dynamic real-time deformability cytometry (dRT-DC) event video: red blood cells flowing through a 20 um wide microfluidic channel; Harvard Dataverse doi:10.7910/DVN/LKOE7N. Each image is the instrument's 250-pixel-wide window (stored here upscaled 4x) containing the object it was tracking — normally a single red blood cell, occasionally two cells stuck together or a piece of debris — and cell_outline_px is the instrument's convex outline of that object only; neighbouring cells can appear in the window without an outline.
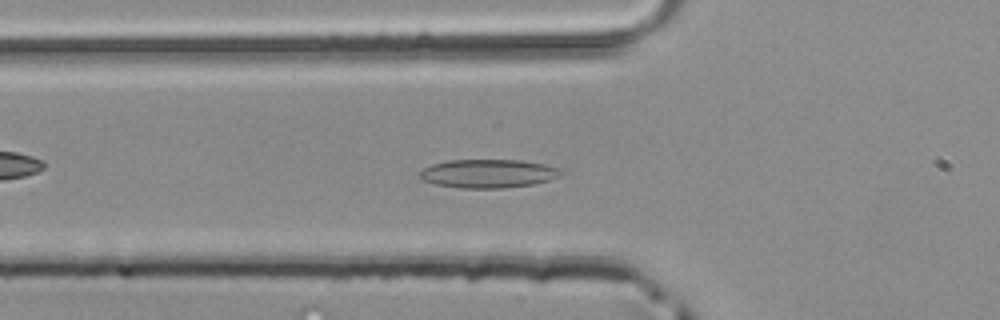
{"species": "common noctule bat (a hibernating species)", "species_latin": "Nyctalus noctula", "temperature_condition": "room temperature", "stored_images_in_passage": 49, "segment_of_instrument_passage": [1, 2], "camera_frame_rate_fps": 3000, "um_per_image_px": 0.085, "animal": {"sex": "male", "body_mass_g": 20.4}, "frame": {"image": 1, "passage_image": 17, "time_ms": 5.333, "image_size_px": [1000, 320], "cell_outline_px": [[564, 172], [548, 180], [532, 184], [504, 188], [460, 188], [436, 184], [420, 180], [416, 176], [416, 172], [432, 164], [448, 160], [520, 160], [544, 164], [560, 168]], "centroid_in_image_um": [41.41, 14.75], "position_along_channel_um": 84.4, "area_um2": 23.64}}
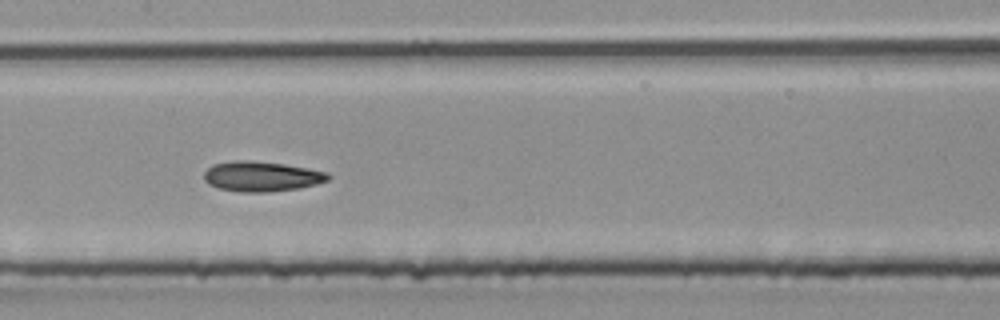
{"frame": {"image": 2, "passage_image": 24, "time_ms": 7.667, "image_size_px": [1000, 320], "cell_outline_px": [[328, 180], [316, 184], [300, 188], [268, 192], [240, 192], [216, 188], [208, 184], [204, 180], [204, 172], [208, 168], [216, 164], [236, 160], [248, 160], [284, 164], [328, 172]], "centroid_in_image_um": [22.2, 15.0], "position_along_channel_um": 185.2, "area_um2": 21.68}}
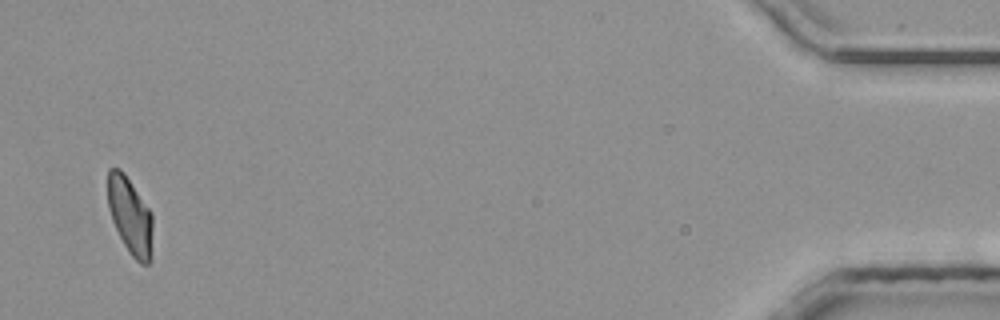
{"frame": {"image": 3, "passage_image": 47, "time_ms": 15.333, "image_size_px": [1000, 320], "cell_outline_px": [[152, 260], [148, 264], [140, 264], [132, 256], [124, 244], [112, 220], [108, 208], [108, 168], [120, 168], [124, 172], [152, 212]], "centroid_in_image_um": [11.08, 18.35], "position_along_channel_um": 424.1, "area_um2": 20.29}}